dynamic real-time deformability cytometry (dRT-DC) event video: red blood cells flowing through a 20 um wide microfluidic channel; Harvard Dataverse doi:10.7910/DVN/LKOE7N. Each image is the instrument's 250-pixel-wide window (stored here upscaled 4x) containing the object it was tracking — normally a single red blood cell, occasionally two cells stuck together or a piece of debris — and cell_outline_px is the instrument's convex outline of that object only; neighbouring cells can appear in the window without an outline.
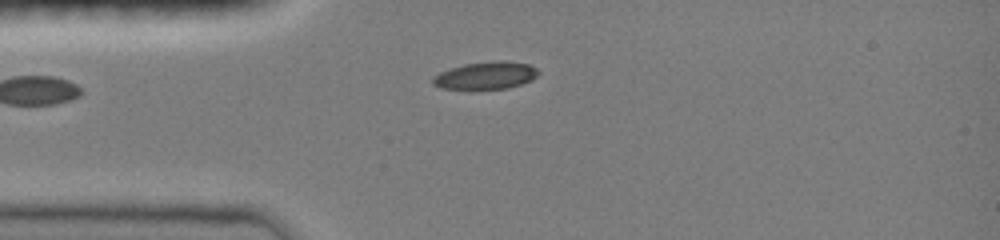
{"species": "common noctule bat (a hibernating species)", "species_latin": "Nyctalus noctula", "temperature_condition": "room temperature", "stored_images_in_passage": 10, "camera_frame_rate_fps": 3000, "um_per_image_px": 0.085, "animal": {"sex": "female", "body_mass_g": 19.0, "forearm_length_mm": 51.5}, "frame": {"image": 1, "passage_image": 10, "time_ms": 3.333, "image_size_px": [1000, 240], "cell_outline_px": [[540, 72], [532, 80], [508, 88], [468, 92], [440, 88], [432, 84], [432, 76], [440, 72], [464, 64], [492, 60], [504, 60], [528, 64], [536, 68]], "centroid_in_image_um": [41.23, 6.46], "position_along_channel_um": 43.8, "area_um2": 17.74}}